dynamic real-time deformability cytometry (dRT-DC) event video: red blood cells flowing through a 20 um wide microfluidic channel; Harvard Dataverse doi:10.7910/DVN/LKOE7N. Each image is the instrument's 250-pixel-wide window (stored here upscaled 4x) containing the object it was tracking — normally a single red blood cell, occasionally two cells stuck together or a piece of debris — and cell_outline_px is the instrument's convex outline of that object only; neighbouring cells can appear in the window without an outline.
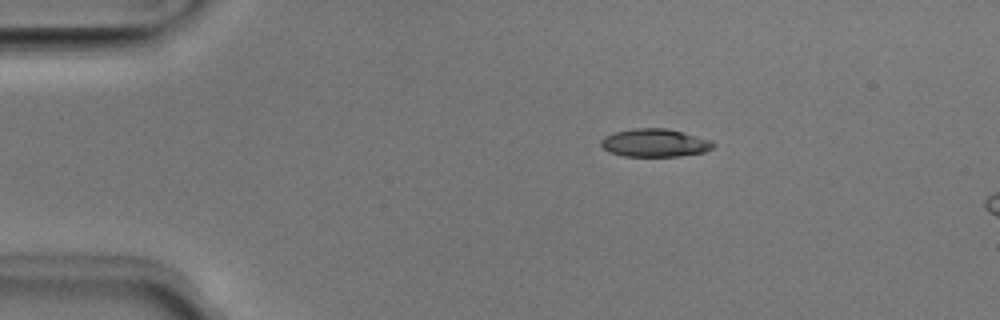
{"species": "Egyptian fruit bat (a non-hibernating species)", "species_latin": "Rousettus aegyptiacus", "temperature_condition": "room temperature", "stored_images_in_passage": 13, "camera_frame_rate_fps": 3000, "um_per_image_px": 0.085, "animal": {"sex": "male"}, "frame": {"image": 1, "passage_image": 8, "time_ms": 2.333, "image_size_px": [1000, 320], "cell_outline_px": [[716, 144], [712, 148], [704, 152], [680, 156], [624, 156], [608, 152], [600, 144], [600, 140], [604, 136], [616, 132], [636, 128], [668, 128], [712, 140]], "centroid_in_image_um": [55.67, 12.14], "position_along_channel_um": 29.3, "area_um2": 18.38}}